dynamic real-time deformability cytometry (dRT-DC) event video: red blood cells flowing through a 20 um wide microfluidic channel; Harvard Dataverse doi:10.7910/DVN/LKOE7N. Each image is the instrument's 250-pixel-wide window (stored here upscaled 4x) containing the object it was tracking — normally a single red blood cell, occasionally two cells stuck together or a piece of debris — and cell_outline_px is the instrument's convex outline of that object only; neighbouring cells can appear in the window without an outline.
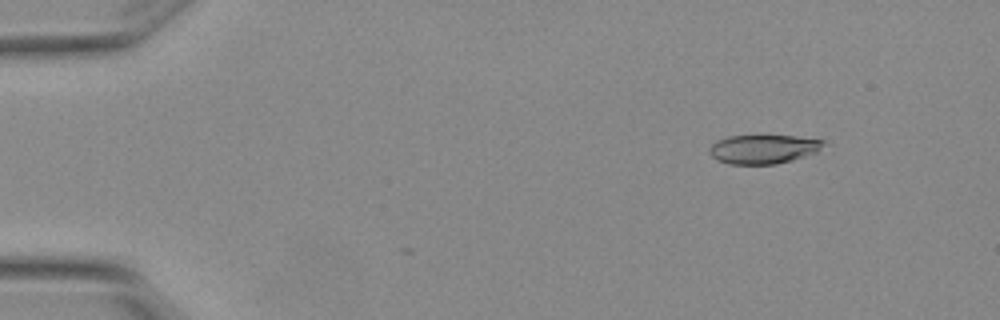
{"species": "Egyptian fruit bat (a non-hibernating species)", "species_latin": "Rousettus aegyptiacus", "temperature_condition": "warm", "stored_images_in_passage": 6, "camera_frame_rate_fps": 3000, "um_per_image_px": 0.085, "animal": {"sex": "female"}, "frame": {"image": 1, "passage_image": 2, "time_ms": 0.333, "image_size_px": [1000, 320], "cell_outline_px": [[828, 144], [816, 152], [792, 160], [776, 164], [728, 164], [716, 160], [708, 152], [712, 144], [728, 136], [796, 136], [824, 140]], "centroid_in_image_um": [64.91, 12.68], "position_along_channel_um": 20.1, "area_um2": 19.25}}
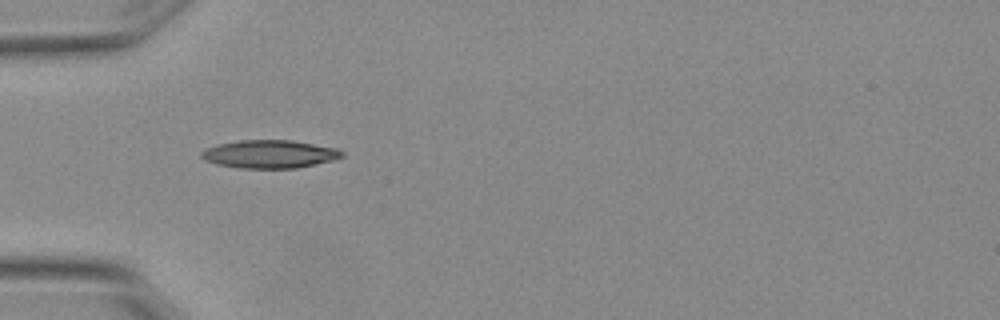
{"frame": {"image": 2, "passage_image": 5, "time_ms": 1.333, "image_size_px": [1000, 320], "cell_outline_px": [[344, 156], [336, 160], [296, 168], [240, 168], [216, 164], [200, 156], [200, 152], [208, 148], [220, 144], [240, 140], [292, 140], [336, 148], [344, 152]], "centroid_in_image_um": [22.97, 13.1], "position_along_channel_um": 62.0, "area_um2": 22.89}}
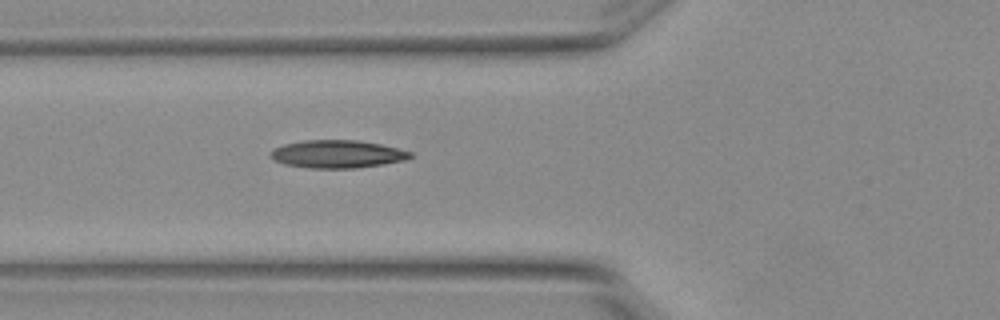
{"frame": {"image": 3, "passage_image": 6, "time_ms": 1.667, "image_size_px": [1000, 320], "cell_outline_px": [[412, 156], [404, 160], [384, 164], [356, 168], [308, 168], [284, 164], [276, 160], [268, 152], [284, 144], [304, 140], [356, 140], [380, 144], [412, 152]], "centroid_in_image_um": [28.67, 13.1], "position_along_channel_um": 97.1, "area_um2": 22.48}}